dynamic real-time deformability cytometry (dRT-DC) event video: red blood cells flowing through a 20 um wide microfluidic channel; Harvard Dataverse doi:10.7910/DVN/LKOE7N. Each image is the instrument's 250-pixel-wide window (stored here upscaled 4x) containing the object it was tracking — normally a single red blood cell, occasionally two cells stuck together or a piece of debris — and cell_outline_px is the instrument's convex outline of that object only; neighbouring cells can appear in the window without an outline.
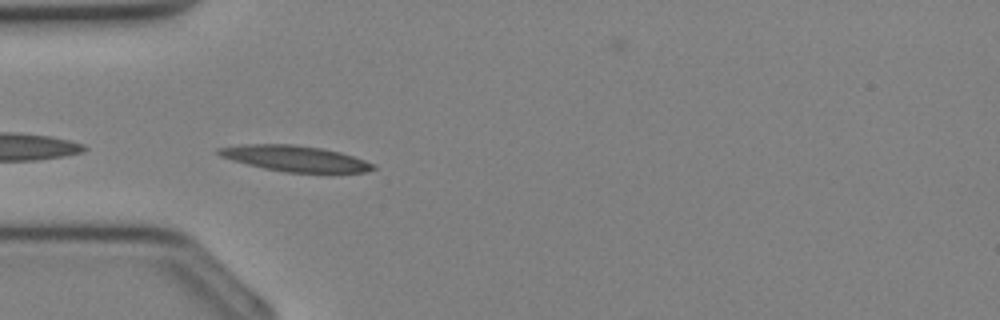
{"species": "Egyptian fruit bat (a non-hibernating species)", "species_latin": "Rousettus aegyptiacus", "temperature_condition": "cold", "stored_images_in_passage": 36, "camera_frame_rate_fps": 3000, "um_per_image_px": 0.085, "animal": {"sex": "female"}, "frame": {"image": 1, "passage_image": 11, "time_ms": 3.333, "image_size_px": [1000, 320], "cell_outline_px": [[376, 168], [364, 172], [288, 172], [264, 168], [232, 160], [220, 156], [216, 152], [216, 148], [240, 144], [292, 144], [320, 148], [340, 152], [376, 164]], "centroid_in_image_um": [25.04, 13.46], "position_along_channel_um": 60.0, "area_um2": 23.0}}
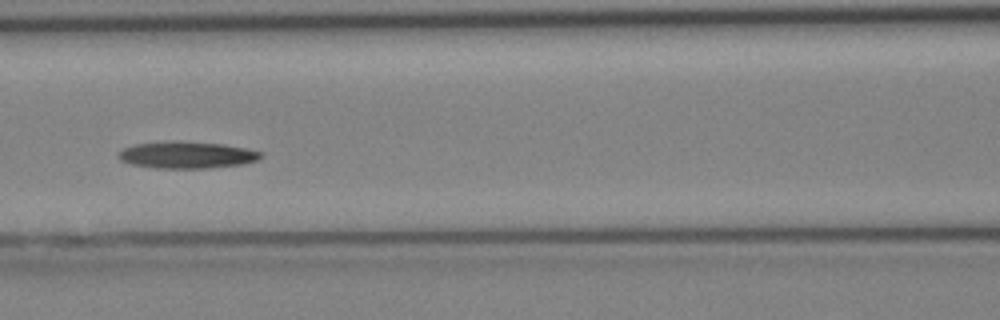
{"frame": {"image": 2, "passage_image": 16, "time_ms": 5.0, "image_size_px": [1000, 320], "cell_outline_px": [[264, 156], [256, 160], [244, 164], [208, 168], [156, 168], [132, 164], [120, 160], [116, 156], [124, 148], [136, 144], [176, 140], [224, 144], [264, 152]], "centroid_in_image_um": [15.91, 13.16], "position_along_channel_um": 150.7, "area_um2": 22.37}}
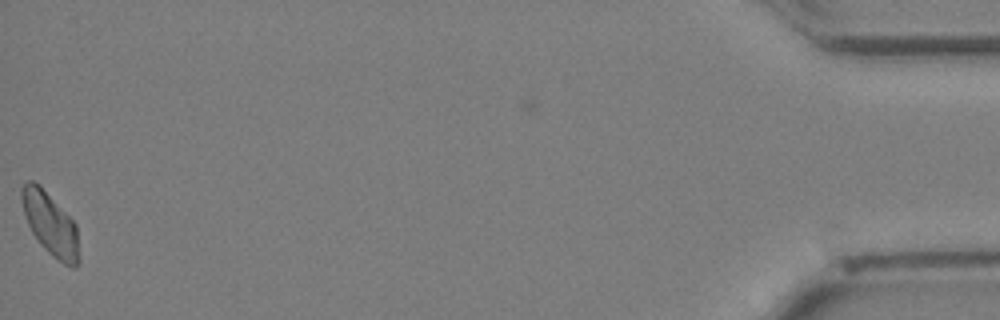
{"frame": {"image": 3, "passage_image": 36, "time_ms": 11.667, "image_size_px": [1000, 320], "cell_outline_px": [[80, 264], [76, 268], [72, 268], [64, 264], [52, 256], [40, 244], [32, 232], [28, 224], [24, 212], [20, 196], [20, 188], [28, 180], [32, 180], [40, 184], [76, 224], [80, 260]], "centroid_in_image_um": [4.29, 19.05], "position_along_channel_um": 430.9, "area_um2": 21.15}}